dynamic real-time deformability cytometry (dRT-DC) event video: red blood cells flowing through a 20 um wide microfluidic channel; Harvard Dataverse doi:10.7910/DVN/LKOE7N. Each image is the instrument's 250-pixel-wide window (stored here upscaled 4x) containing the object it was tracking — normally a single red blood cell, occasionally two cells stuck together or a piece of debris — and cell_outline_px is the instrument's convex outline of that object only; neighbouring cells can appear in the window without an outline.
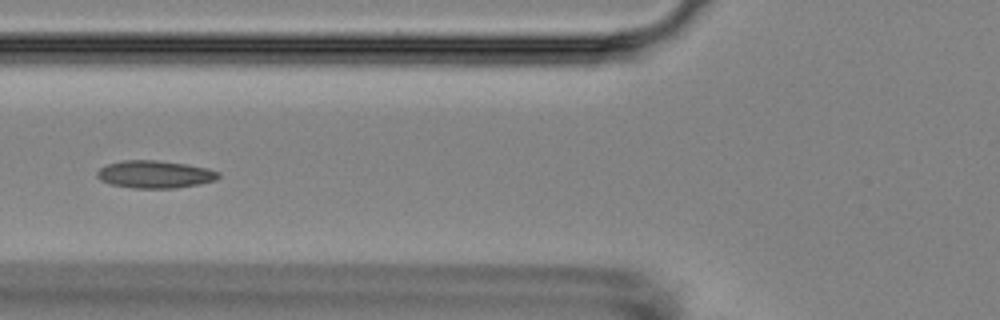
{"species": "Egyptian fruit bat (a non-hibernating species)", "species_latin": "Rousettus aegyptiacus", "temperature_condition": "room temperature", "stored_images_in_passage": 14, "camera_frame_rate_fps": 3000, "um_per_image_px": 0.085, "animal": {"sex": "female"}, "frame": {"image": 1, "passage_image": 5, "time_ms": 6.0, "image_size_px": [1000, 320], "cell_outline_px": [[220, 176], [216, 180], [200, 184], [176, 188], [136, 188], [112, 184], [100, 180], [96, 176], [96, 172], [100, 168], [108, 164], [124, 160], [156, 160], [184, 164], [208, 168], [220, 172]], "centroid_in_image_um": [13.18, 14.82], "position_along_channel_um": 112.6, "area_um2": 19.42}}
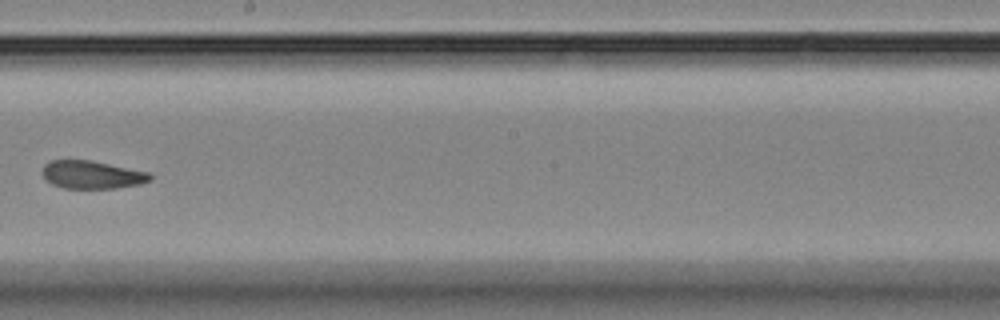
{"frame": {"image": 2, "passage_image": 8, "time_ms": 9.667, "image_size_px": [1000, 320], "cell_outline_px": [[152, 180], [140, 184], [116, 188], [64, 188], [52, 184], [44, 176], [44, 164], [52, 160], [92, 160], [148, 172], [152, 176]], "centroid_in_image_um": [7.85, 14.85], "position_along_channel_um": 240.3, "area_um2": 17.4}}
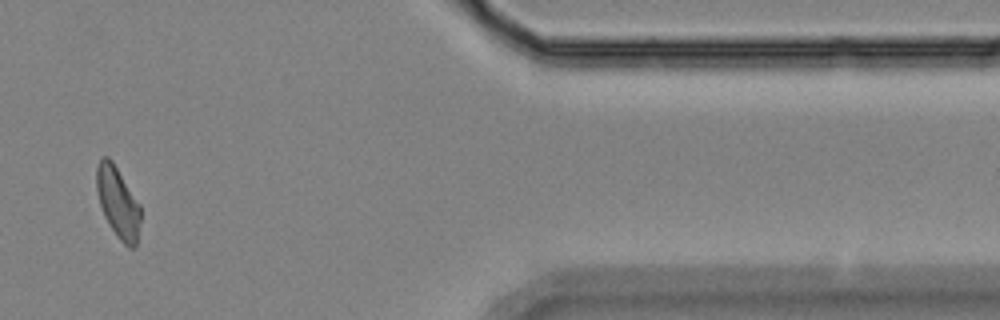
{"frame": {"image": 3, "passage_image": 13, "time_ms": 15.333, "image_size_px": [1000, 320], "cell_outline_px": [[140, 220], [136, 248], [128, 248], [120, 240], [104, 216], [100, 204], [96, 188], [96, 168], [100, 160], [104, 156], [108, 156], [112, 160], [140, 204]], "centroid_in_image_um": [10.03, 17.21], "position_along_channel_um": 401.4, "area_um2": 18.09}, "authors_computed_cell_mechanics": {"area_um2": 18.5249, "velocity_mm_per_s": 3.4976, "shape_relaxation_time_tau1_ms": 5.5233, "shape_relaxation_time_tau2_ms": 4.266, "deformation_change_tau1": 0.1477, "deformation_change_tau2": 0.0958}}